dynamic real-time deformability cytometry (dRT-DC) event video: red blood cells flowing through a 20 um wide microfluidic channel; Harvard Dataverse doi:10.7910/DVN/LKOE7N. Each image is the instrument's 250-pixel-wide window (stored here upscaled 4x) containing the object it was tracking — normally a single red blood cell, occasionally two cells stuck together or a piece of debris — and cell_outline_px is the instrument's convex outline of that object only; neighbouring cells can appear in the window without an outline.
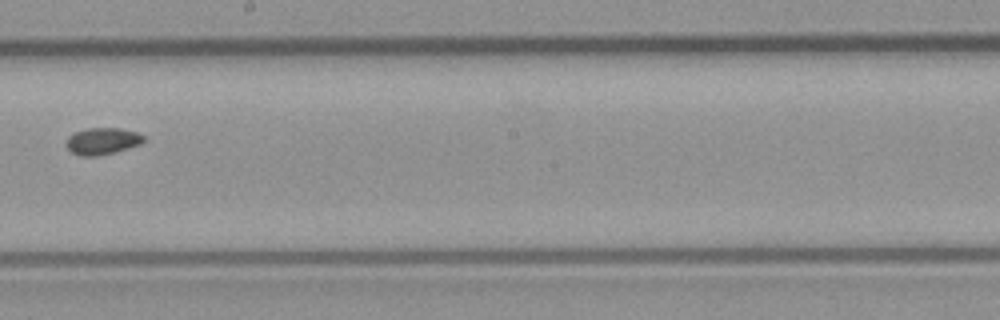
{"species": "common noctule bat (a hibernating species)", "species_latin": "Nyctalus noctula", "temperature_condition": "room temperature", "stored_images_in_passage": 10, "camera_frame_rate_fps": 3000, "um_per_image_px": 0.085, "animal": {"sex": "male", "body_mass_g": 23.1, "forearm_length_mm": 52.7}, "frame": {"image": 1, "passage_image": 9, "time_ms": 10.0, "image_size_px": [1000, 320], "cell_outline_px": [[144, 140], [140, 144], [116, 152], [96, 156], [80, 156], [72, 152], [64, 144], [68, 136], [76, 132], [88, 128], [120, 128], [136, 132], [144, 136]], "centroid_in_image_um": [8.68, 12.0], "position_along_channel_um": 239.5, "area_um2": 12.08}}
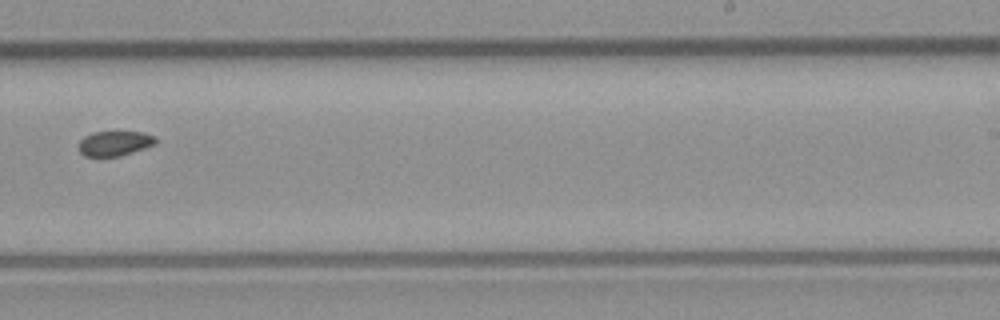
{"frame": {"image": 2, "passage_image": 10, "time_ms": 11.0, "image_size_px": [1000, 320], "cell_outline_px": [[156, 140], [152, 144], [144, 148], [120, 156], [84, 156], [80, 152], [80, 140], [84, 136], [92, 132], [144, 132], [152, 136]], "centroid_in_image_um": [9.7, 12.18], "position_along_channel_um": 279.3, "area_um2": 10.87}}